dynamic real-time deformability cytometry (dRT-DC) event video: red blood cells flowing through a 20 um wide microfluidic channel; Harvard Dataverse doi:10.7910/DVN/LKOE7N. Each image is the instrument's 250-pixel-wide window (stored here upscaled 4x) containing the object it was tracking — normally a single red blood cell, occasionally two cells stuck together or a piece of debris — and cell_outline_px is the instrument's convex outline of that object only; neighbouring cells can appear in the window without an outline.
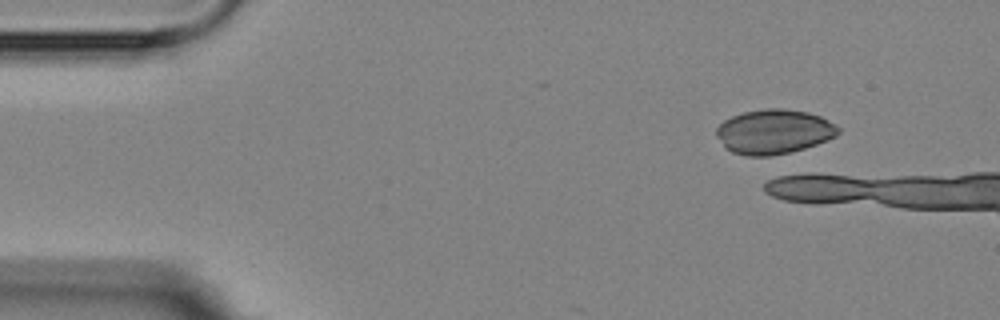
{"species": "Egyptian fruit bat (a non-hibernating species)", "species_latin": "Rousettus aegyptiacus", "temperature_condition": "room temperature", "stored_images_in_passage": 1, "camera_frame_rate_fps": 3000, "um_per_image_px": 0.085, "animal": {"sex": "female"}, "frame": {"image": 1, "passage_image": 1, "time_ms": 0.0, "image_size_px": [1000, 320], "cell_outline_px": [[840, 132], [836, 136], [828, 140], [792, 152], [772, 156], [744, 156], [732, 152], [724, 148], [716, 136], [716, 128], [724, 120], [732, 116], [744, 112], [764, 108], [784, 108], [808, 112], [820, 116], [836, 124], [840, 128]], "centroid_in_image_um": [65.78, 11.2], "position_along_channel_um": 19.2, "area_um2": 32.02}}